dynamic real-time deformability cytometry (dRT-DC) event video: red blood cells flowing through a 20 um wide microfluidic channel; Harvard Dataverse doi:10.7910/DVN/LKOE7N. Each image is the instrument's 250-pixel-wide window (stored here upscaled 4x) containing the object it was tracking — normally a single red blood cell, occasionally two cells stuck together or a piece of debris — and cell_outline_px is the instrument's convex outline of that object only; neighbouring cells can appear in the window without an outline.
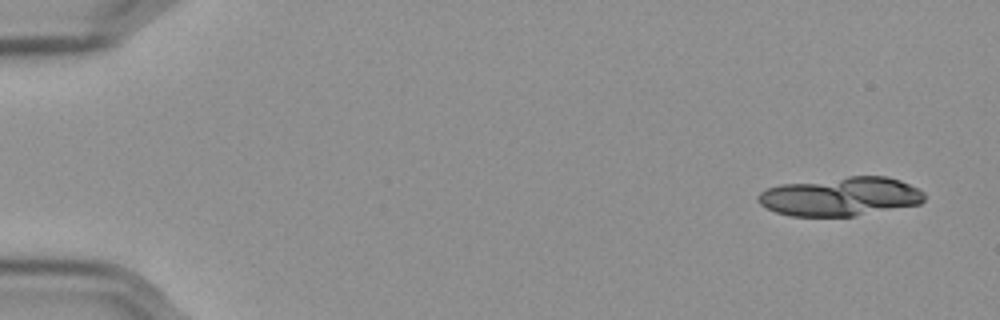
{"species": "Egyptian fruit bat (a non-hibernating species)", "species_latin": "Rousettus aegyptiacus", "temperature_condition": "cold", "stored_images_in_passage": 13, "camera_frame_rate_fps": 3000, "um_per_image_px": 0.085, "frame": {"image": 1, "passage_image": 1, "time_ms": 0.0, "image_size_px": [1000, 320], "cell_outline_px": [[924, 200], [920, 204], [852, 216], [792, 216], [776, 212], [760, 204], [756, 200], [756, 196], [760, 192], [768, 188], [780, 184], [848, 176], [888, 176], [900, 180], [924, 192]], "centroid_in_image_um": [71.42, 16.69], "position_along_channel_um": 13.6, "area_um2": 37.57}}